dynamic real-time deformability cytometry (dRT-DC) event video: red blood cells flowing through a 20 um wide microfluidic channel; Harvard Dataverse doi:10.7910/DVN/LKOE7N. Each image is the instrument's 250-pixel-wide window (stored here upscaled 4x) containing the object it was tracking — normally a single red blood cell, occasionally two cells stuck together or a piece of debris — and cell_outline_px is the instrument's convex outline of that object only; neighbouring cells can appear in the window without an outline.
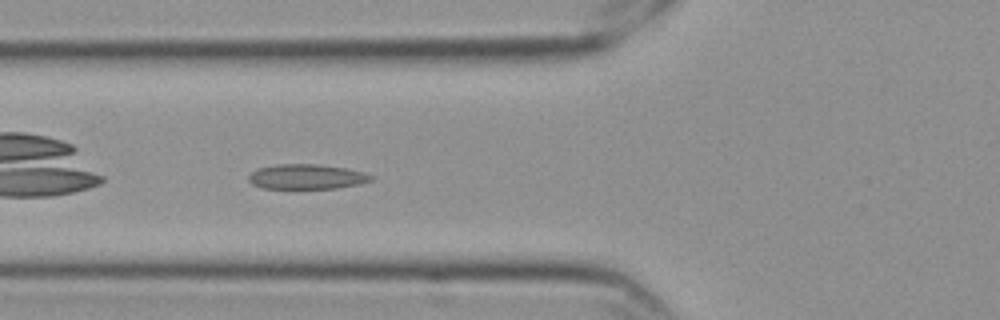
{"species": "Egyptian fruit bat (a non-hibernating species)", "species_latin": "Rousettus aegyptiacus", "temperature_condition": "cold", "stored_images_in_passage": 41, "camera_frame_rate_fps": 3000, "um_per_image_px": 0.085, "frame": {"image": 1, "passage_image": 5, "time_ms": 1.333, "image_size_px": [1000, 320], "cell_outline_px": [[376, 176], [372, 180], [360, 184], [336, 188], [260, 188], [252, 184], [248, 180], [248, 176], [252, 172], [260, 168], [276, 164], [320, 164], [348, 168], [364, 172]], "centroid_in_image_um": [26.11, 15.01], "position_along_channel_um": 99.7, "area_um2": 17.92}}
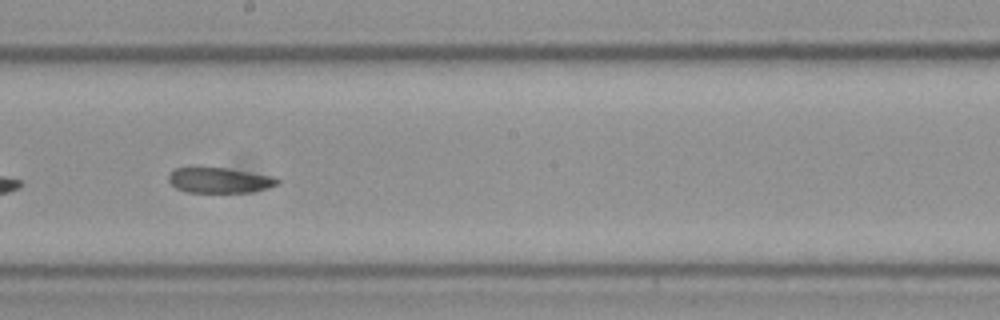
{"frame": {"image": 2, "passage_image": 16, "time_ms": 5.0, "image_size_px": [1000, 320], "cell_outline_px": [[280, 184], [268, 188], [252, 192], [184, 192], [176, 188], [168, 180], [168, 176], [176, 168], [224, 168], [272, 176], [280, 180]], "centroid_in_image_um": [18.68, 15.34], "position_along_channel_um": 229.5, "area_um2": 15.9}}
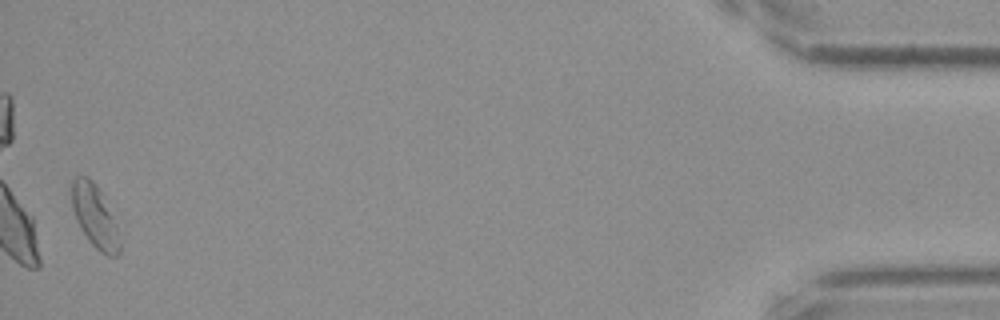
{"frame": {"image": 3, "passage_image": 40, "time_ms": 13.0, "image_size_px": [1000, 320], "cell_outline_px": [[120, 252], [116, 256], [108, 256], [100, 252], [88, 240], [80, 228], [72, 208], [72, 180], [76, 176], [88, 176], [96, 184], [116, 224], [120, 240]], "centroid_in_image_um": [8.05, 18.4], "position_along_channel_um": 427.2, "area_um2": 17.28}, "authors_computed_cell_mechanics": {"area_um2": 17.5712, "velocity_mm_per_s": 3.5267, "shape_relaxation_time_tau1_ms": 4.4448, "shape_relaxation_time_tau2_ms": 2.2678, "deformation_change_tau1": 0.0936, "deformation_change_tau2": 0.0542}}